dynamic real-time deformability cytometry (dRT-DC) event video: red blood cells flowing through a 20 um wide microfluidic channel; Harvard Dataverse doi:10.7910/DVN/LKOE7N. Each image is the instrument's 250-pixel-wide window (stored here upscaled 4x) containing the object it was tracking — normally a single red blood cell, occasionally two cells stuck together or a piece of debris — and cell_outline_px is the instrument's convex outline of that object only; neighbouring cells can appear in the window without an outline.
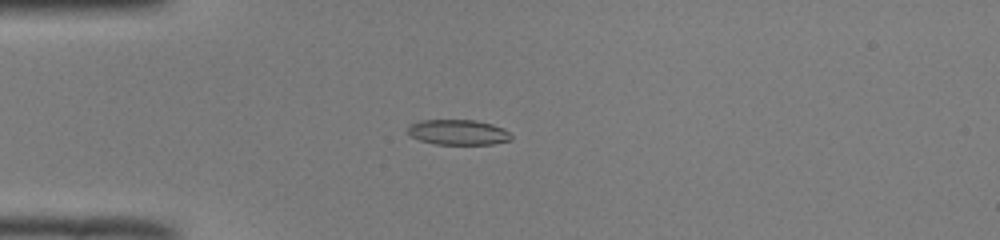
{"species": "common noctule bat (a hibernating species)", "species_latin": "Nyctalus noctula", "temperature_condition": "room temperature", "stored_images_in_passage": 39, "camera_frame_rate_fps": 3000, "um_per_image_px": 0.085, "animal": {"sex": "male", "body_mass_g": 19.0, "forearm_length_mm": 50.8}, "frame": {"image": 1, "passage_image": 2, "time_ms": 0.333, "image_size_px": [1000, 240], "cell_outline_px": [[512, 140], [492, 144], [436, 144], [420, 140], [412, 136], [408, 132], [408, 128], [412, 124], [420, 120], [476, 120], [492, 124], [504, 128], [512, 136]], "centroid_in_image_um": [38.98, 11.24], "position_along_channel_um": 46.0, "area_um2": 15.14}}
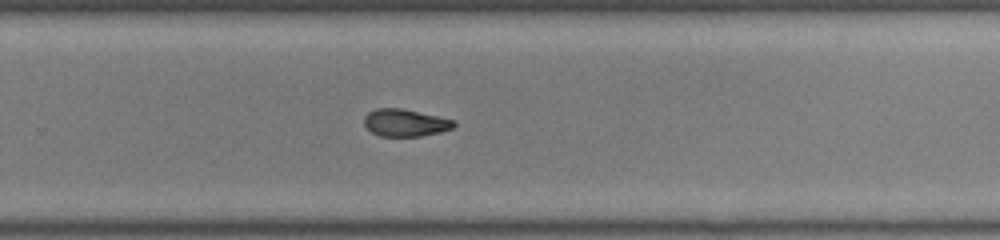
{"frame": {"image": 2, "passage_image": 22, "time_ms": 7.0, "image_size_px": [1000, 240], "cell_outline_px": [[456, 124], [452, 128], [440, 132], [420, 136], [380, 136], [372, 132], [364, 124], [364, 116], [368, 112], [376, 108], [400, 108], [456, 120]], "centroid_in_image_um": [34.44, 10.43], "position_along_channel_um": 295.4, "area_um2": 14.22}}
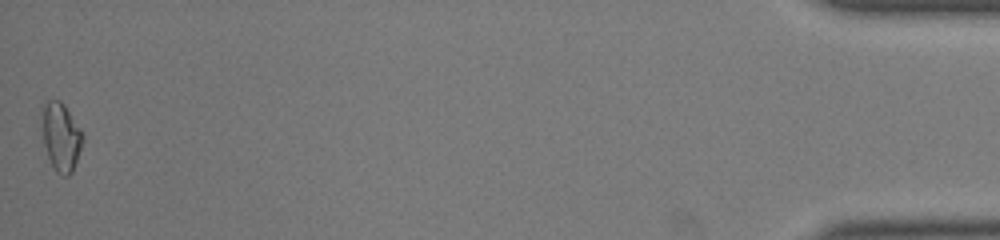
{"frame": {"image": 3, "passage_image": 39, "time_ms": 12.667, "image_size_px": [1000, 240], "cell_outline_px": [[84, 140], [72, 172], [68, 176], [64, 176], [56, 172], [48, 156], [44, 144], [40, 104], [48, 100], [60, 100], [64, 104], [80, 128], [84, 136]], "centroid_in_image_um": [5.17, 11.58], "position_along_channel_um": 430.0, "area_um2": 16.36}, "authors_computed_cell_mechanics": {"area_um2": 15.1436, "velocity_mm_per_s": 4.0181, "shape_relaxation_time_tau1_ms": null, "shape_relaxation_time_tau2_ms": 3.0798, "deformation_change_tau1": null, "deformation_change_tau2": 0.0855}}